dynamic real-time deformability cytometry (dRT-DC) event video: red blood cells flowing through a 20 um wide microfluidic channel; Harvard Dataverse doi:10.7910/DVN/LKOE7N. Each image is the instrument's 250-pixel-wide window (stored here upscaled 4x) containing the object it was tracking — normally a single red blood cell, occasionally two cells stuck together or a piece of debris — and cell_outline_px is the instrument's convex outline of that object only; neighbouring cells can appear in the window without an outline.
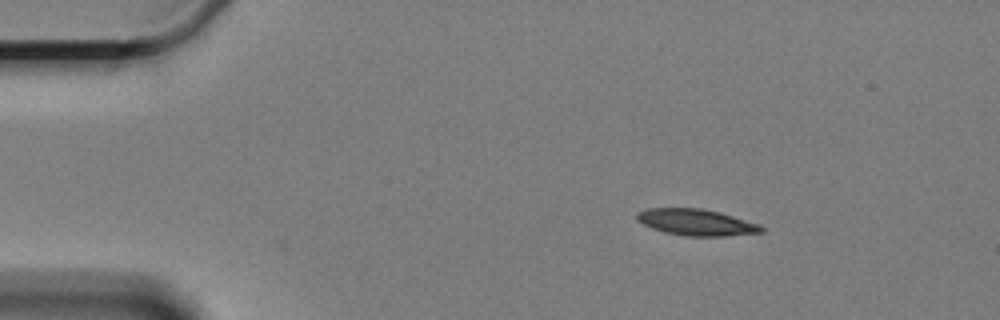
{"species": "Egyptian fruit bat (a non-hibernating species)", "species_latin": "Rousettus aegyptiacus", "temperature_condition": "cold", "stored_images_in_passage": 8, "camera_frame_rate_fps": 3000, "um_per_image_px": 0.085, "animal": {"sex": "female"}, "frame": {"image": 1, "passage_image": 8, "time_ms": 2.333, "image_size_px": [1000, 320], "cell_outline_px": [[764, 232], [724, 236], [684, 236], [664, 232], [652, 228], [636, 220], [636, 212], [644, 208], [700, 208], [720, 212], [760, 224], [764, 228]], "centroid_in_image_um": [59.17, 18.89], "position_along_channel_um": 25.8, "area_um2": 19.31}}